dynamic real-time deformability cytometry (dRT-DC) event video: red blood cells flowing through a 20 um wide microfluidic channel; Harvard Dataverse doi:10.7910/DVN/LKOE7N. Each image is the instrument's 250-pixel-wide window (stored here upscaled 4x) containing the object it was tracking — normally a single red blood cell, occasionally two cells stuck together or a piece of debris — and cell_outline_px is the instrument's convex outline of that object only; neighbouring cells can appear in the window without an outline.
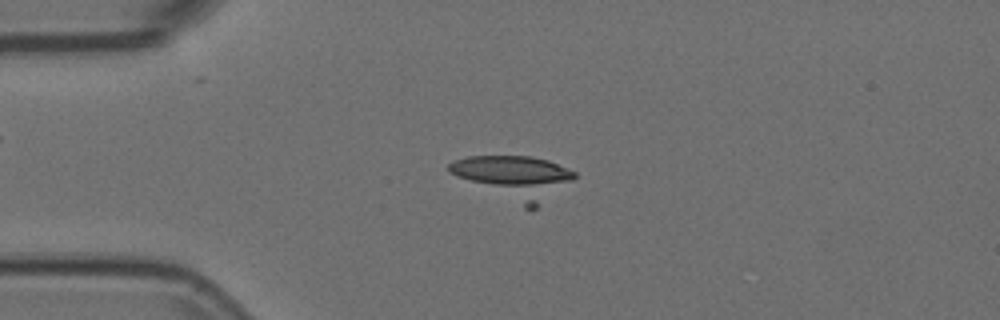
{"species": "Egyptian fruit bat (a non-hibernating species)", "species_latin": "Rousettus aegyptiacus", "temperature_condition": "room temperature", "stored_images_in_passage": 57, "camera_frame_rate_fps": 3000, "um_per_image_px": 0.085, "animal": {"sex": "female"}, "frame": {"image": 1, "passage_image": 15, "time_ms": 4.667, "image_size_px": [1000, 320], "cell_outline_px": [[576, 176], [572, 180], [536, 208], [524, 208], [456, 176], [448, 172], [448, 164], [452, 160], [468, 156], [532, 156], [548, 160], [576, 172]], "centroid_in_image_um": [43.69, 15.06], "position_along_channel_um": 41.3, "area_um2": 31.1}}
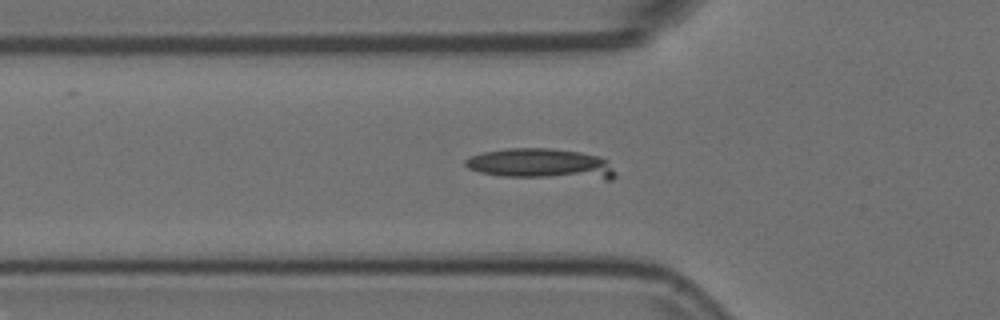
{"frame": {"image": 2, "passage_image": 20, "time_ms": 6.333, "image_size_px": [1000, 320], "cell_outline_px": [[616, 176], [612, 180], [604, 180], [500, 176], [480, 172], [468, 168], [464, 164], [464, 160], [468, 156], [484, 152], [504, 148], [552, 148], [580, 152], [596, 156], [608, 160], [616, 172]], "centroid_in_image_um": [46.03, 13.94], "position_along_channel_um": 79.8, "area_um2": 27.17}}
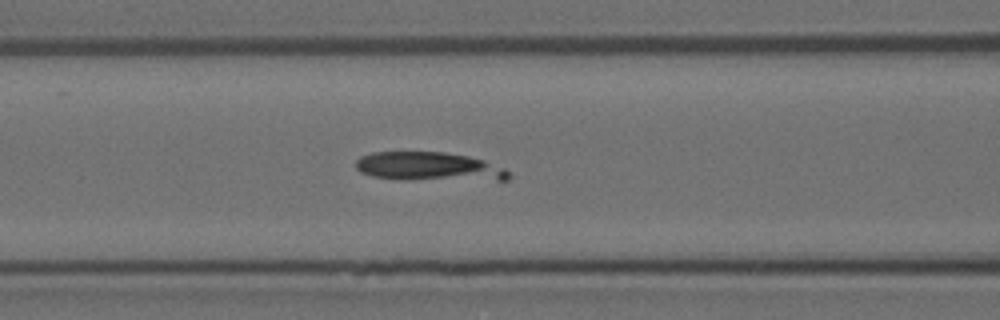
{"frame": {"image": 3, "passage_image": 24, "time_ms": 7.667, "image_size_px": [1000, 320], "cell_outline_px": [[512, 176], [508, 180], [404, 180], [372, 176], [360, 172], [356, 168], [356, 160], [360, 156], [372, 152], [444, 152], [468, 156], [484, 160], [504, 168]], "centroid_in_image_um": [36.47, 14.17], "position_along_channel_um": 130.1, "area_um2": 25.95}}